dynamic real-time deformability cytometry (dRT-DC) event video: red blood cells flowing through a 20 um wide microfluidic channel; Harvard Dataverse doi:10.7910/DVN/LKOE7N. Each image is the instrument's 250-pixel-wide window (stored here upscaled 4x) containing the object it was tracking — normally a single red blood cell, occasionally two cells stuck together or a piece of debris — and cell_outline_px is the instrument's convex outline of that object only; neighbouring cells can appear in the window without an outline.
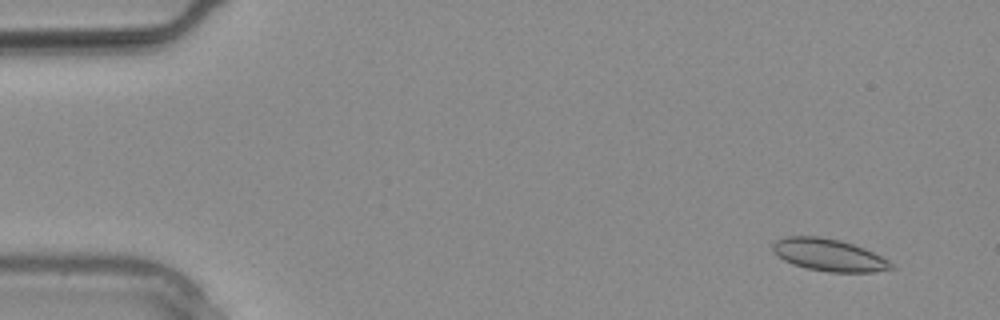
{"species": "common noctule bat (a hibernating species)", "species_latin": "Nyctalus noctula", "temperature_condition": "warm", "stored_images_in_passage": 3, "camera_frame_rate_fps": 3000, "um_per_image_px": 0.085, "animal": {"sex": "male", "body_mass_g": 20.4}, "frame": {"image": 1, "passage_image": 1, "time_ms": 0.0, "image_size_px": [1000, 320], "cell_outline_px": [[896, 268], [872, 272], [828, 272], [808, 268], [792, 264], [784, 260], [772, 252], [772, 244], [776, 240], [788, 236], [820, 236], [840, 240], [864, 248], [888, 260]], "centroid_in_image_um": [70.43, 21.67], "position_along_channel_um": 14.6, "area_um2": 22.2}}